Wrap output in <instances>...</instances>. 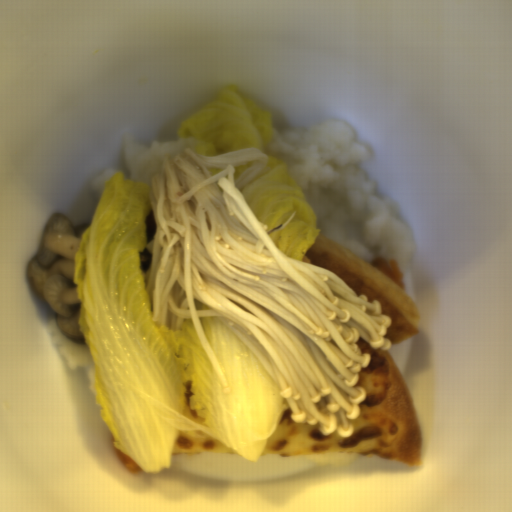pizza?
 <instances>
[{"instance_id": "pizza-1", "label": "pizza", "mask_w": 512, "mask_h": 512, "mask_svg": "<svg viewBox=\"0 0 512 512\" xmlns=\"http://www.w3.org/2000/svg\"><path fill=\"white\" fill-rule=\"evenodd\" d=\"M384 365L361 367L355 386L366 395L359 414L348 419L351 436L320 432V423L294 422L287 409L261 455L372 454L413 467L422 462V422L406 386L402 369L388 349H378ZM354 386V387H355Z\"/></svg>"}, {"instance_id": "pizza-4", "label": "pizza", "mask_w": 512, "mask_h": 512, "mask_svg": "<svg viewBox=\"0 0 512 512\" xmlns=\"http://www.w3.org/2000/svg\"><path fill=\"white\" fill-rule=\"evenodd\" d=\"M114 454L119 464L122 466L126 473H129L134 476L142 474L144 469L140 465H138L131 457H129L125 452H123L122 450L118 449L115 446Z\"/></svg>"}, {"instance_id": "pizza-2", "label": "pizza", "mask_w": 512, "mask_h": 512, "mask_svg": "<svg viewBox=\"0 0 512 512\" xmlns=\"http://www.w3.org/2000/svg\"><path fill=\"white\" fill-rule=\"evenodd\" d=\"M298 262L326 268L356 296L379 301L381 316L388 315L391 320L384 335L391 343L416 335L418 307L409 294L344 245L320 232Z\"/></svg>"}, {"instance_id": "pizza-3", "label": "pizza", "mask_w": 512, "mask_h": 512, "mask_svg": "<svg viewBox=\"0 0 512 512\" xmlns=\"http://www.w3.org/2000/svg\"><path fill=\"white\" fill-rule=\"evenodd\" d=\"M230 449L216 438L197 430H177L171 454H215Z\"/></svg>"}]
</instances>
